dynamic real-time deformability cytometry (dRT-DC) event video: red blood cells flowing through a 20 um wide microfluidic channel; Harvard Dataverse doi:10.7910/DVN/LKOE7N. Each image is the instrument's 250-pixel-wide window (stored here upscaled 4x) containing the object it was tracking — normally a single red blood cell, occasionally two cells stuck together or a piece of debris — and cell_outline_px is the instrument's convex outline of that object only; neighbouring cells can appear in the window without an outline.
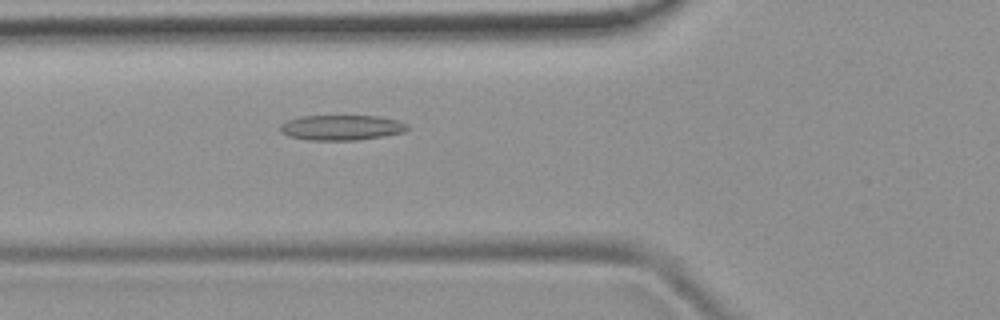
{"species": "common noctule bat (a hibernating species)", "species_latin": "Nyctalus noctula", "temperature_condition": "room temperature", "stored_images_in_passage": 39, "camera_frame_rate_fps": 3000, "um_per_image_px": 0.085, "animal": {"sex": "female", "body_mass_g": 19.9}, "frame": {"image": 1, "passage_image": 7, "time_ms": 2.0, "image_size_px": [1000, 320], "cell_outline_px": [[408, 128], [404, 132], [384, 136], [356, 140], [308, 140], [288, 136], [280, 132], [280, 124], [288, 120], [300, 116], [380, 116], [396, 120], [408, 124]], "centroid_in_image_um": [29.01, 10.84], "position_along_channel_um": 96.8, "area_um2": 18.73}}
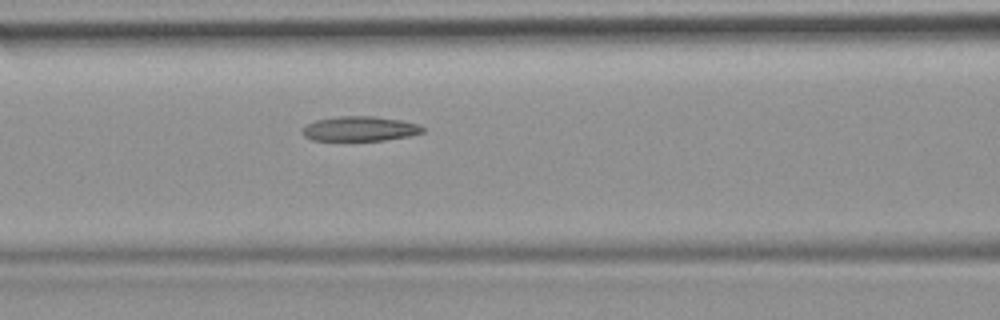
{"frame": {"image": 2, "passage_image": 10, "time_ms": 3.0, "image_size_px": [1000, 320], "cell_outline_px": [[424, 132], [408, 136], [384, 140], [312, 140], [304, 136], [304, 128], [308, 124], [316, 120], [340, 116], [372, 116], [400, 120], [420, 124], [424, 128]], "centroid_in_image_um": [30.63, 10.94], "position_along_channel_um": 136.0, "area_um2": 17.11}}
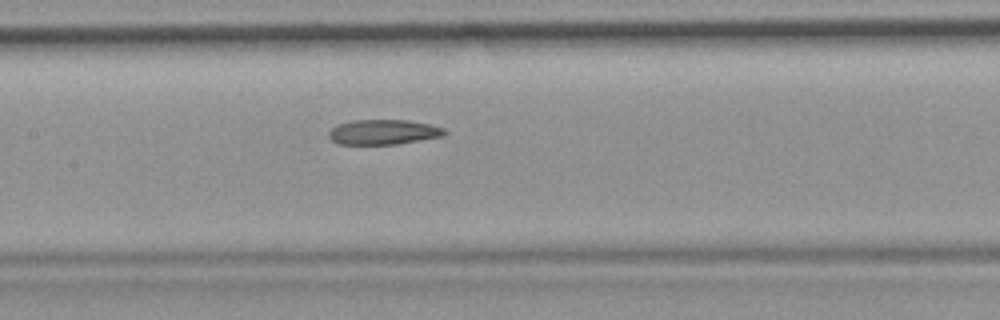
{"frame": {"image": 3, "passage_image": 13, "time_ms": 4.0, "image_size_px": [1000, 320], "cell_outline_px": [[448, 132], [444, 136], [396, 144], [336, 144], [328, 136], [328, 132], [332, 128], [340, 124], [352, 120], [408, 120], [428, 124], [444, 128]], "centroid_in_image_um": [32.59, 11.23], "position_along_channel_um": 174.8, "area_um2": 16.82}, "authors_computed_cell_mechanics": {"area_um2": 17.7446, "velocity_mm_per_s": 3.8955, "shape_relaxation_time_tau1_ms": null, "shape_relaxation_time_tau2_ms": 4.6008, "deformation_change_tau1": null, "deformation_change_tau2": 0.1292}}